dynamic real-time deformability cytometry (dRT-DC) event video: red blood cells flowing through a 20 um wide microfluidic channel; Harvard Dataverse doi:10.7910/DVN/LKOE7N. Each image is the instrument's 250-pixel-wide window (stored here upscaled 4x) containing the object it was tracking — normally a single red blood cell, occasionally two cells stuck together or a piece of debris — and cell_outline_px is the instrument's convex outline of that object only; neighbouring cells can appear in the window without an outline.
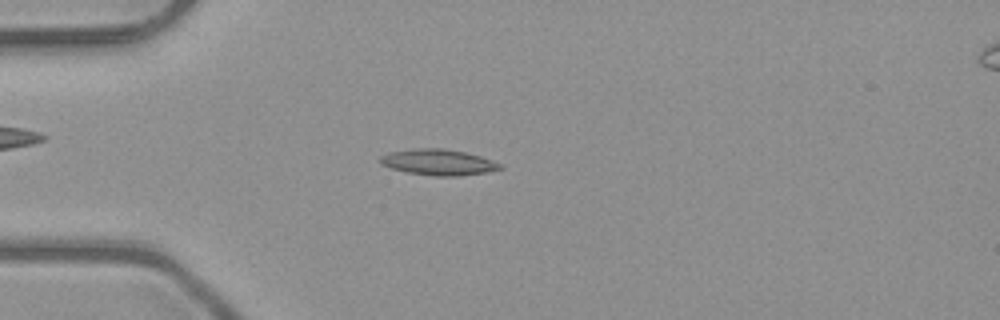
{"species": "common noctule bat (a hibernating species)", "species_latin": "Nyctalus noctula", "temperature_condition": "room temperature", "stored_images_in_passage": 5, "camera_frame_rate_fps": 3000, "um_per_image_px": 0.085, "animal": {"sex": "male", "body_mass_g": 23.1, "forearm_length_mm": 52.7}, "frame": {"image": 1, "passage_image": 4, "time_ms": 1.0, "image_size_px": [1000, 320], "cell_outline_px": [[504, 168], [488, 172], [460, 176], [436, 176], [408, 172], [392, 168], [380, 164], [380, 156], [388, 152], [412, 148], [444, 148], [464, 152], [480, 156], [504, 164]], "centroid_in_image_um": [37.29, 13.78], "position_along_channel_um": 47.7, "area_um2": 18.26}}